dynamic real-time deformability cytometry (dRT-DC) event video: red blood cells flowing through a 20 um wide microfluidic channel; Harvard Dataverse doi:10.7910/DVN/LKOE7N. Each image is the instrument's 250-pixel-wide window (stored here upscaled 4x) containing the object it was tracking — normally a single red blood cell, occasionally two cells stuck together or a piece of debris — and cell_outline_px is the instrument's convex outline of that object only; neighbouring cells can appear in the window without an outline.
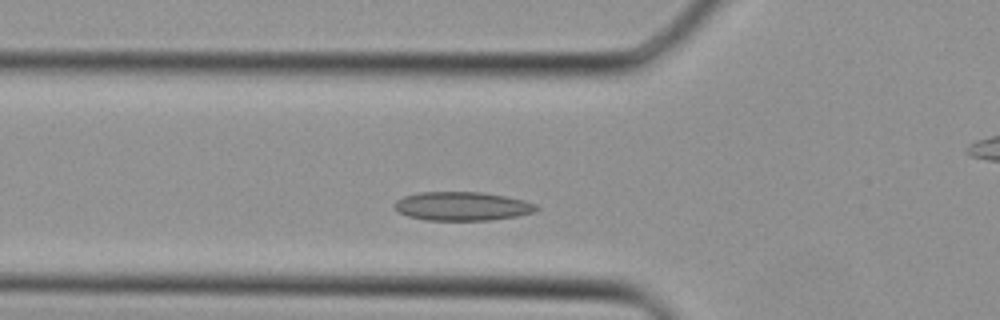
{"species": "Egyptian fruit bat (a non-hibernating species)", "species_latin": "Rousettus aegyptiacus", "temperature_condition": "cold", "stored_images_in_passage": 31, "camera_frame_rate_fps": 3000, "um_per_image_px": 0.085, "animal": {"sex": "female"}, "frame": {"image": 1, "passage_image": 5, "time_ms": 1.333, "image_size_px": [1000, 320], "cell_outline_px": [[540, 208], [536, 212], [516, 216], [488, 220], [428, 220], [408, 216], [400, 212], [392, 204], [396, 200], [404, 196], [420, 192], [480, 192], [504, 196], [524, 200], [536, 204]], "centroid_in_image_um": [39.3, 17.52], "position_along_channel_um": 86.5, "area_um2": 23.7}}
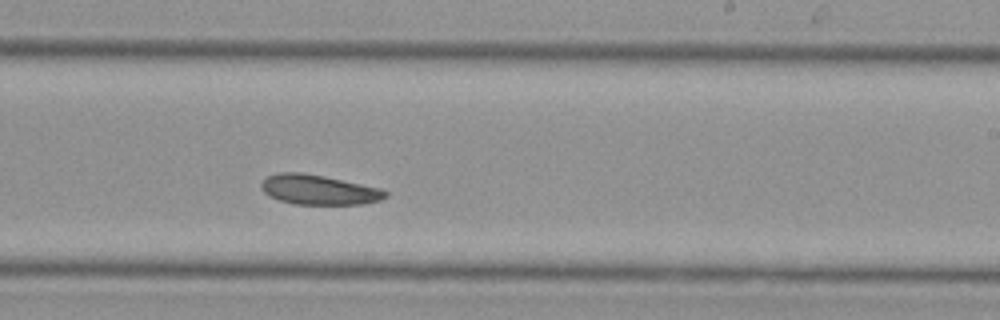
{"frame": {"image": 2, "passage_image": 15, "time_ms": 4.667, "image_size_px": [1000, 320], "cell_outline_px": [[388, 196], [380, 200], [360, 204], [292, 204], [268, 196], [264, 192], [260, 184], [268, 176], [280, 172], [300, 172], [324, 176], [380, 188], [388, 192]], "centroid_in_image_um": [27.08, 16.13], "position_along_channel_um": 261.9, "area_um2": 21.44}}
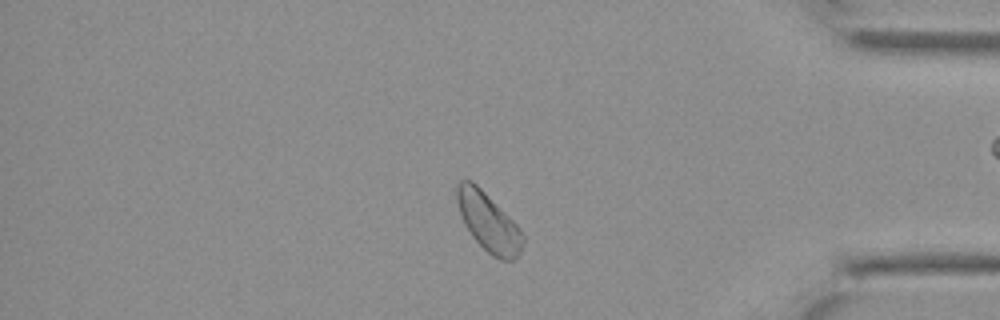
{"frame": {"image": 3, "passage_image": 24, "time_ms": 7.667, "image_size_px": [1000, 320], "cell_outline_px": [[524, 244], [516, 260], [500, 260], [492, 256], [472, 236], [464, 224], [456, 200], [456, 188], [460, 180], [472, 180], [520, 228], [524, 236]], "centroid_in_image_um": [41.53, 18.91], "position_along_channel_um": 393.7, "area_um2": 22.25}}